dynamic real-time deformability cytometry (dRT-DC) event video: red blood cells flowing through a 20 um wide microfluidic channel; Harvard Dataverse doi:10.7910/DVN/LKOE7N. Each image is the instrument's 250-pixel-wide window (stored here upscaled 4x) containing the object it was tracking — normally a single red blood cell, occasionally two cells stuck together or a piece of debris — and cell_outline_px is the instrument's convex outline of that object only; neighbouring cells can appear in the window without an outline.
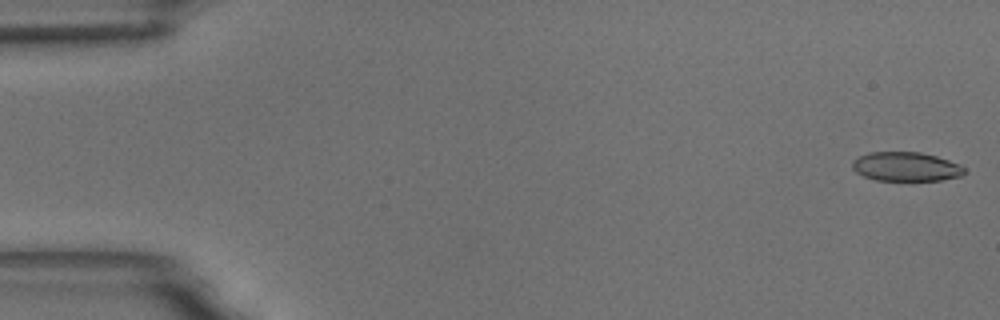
{"species": "common noctule bat (a hibernating species)", "species_latin": "Nyctalus noctula", "temperature_condition": "room temperature", "stored_images_in_passage": 17, "camera_frame_rate_fps": 3000, "um_per_image_px": 0.085, "animal": {"sex": "male", "body_mass_g": 18.8}, "frame": {"image": 1, "passage_image": 1, "time_ms": 0.0, "image_size_px": [1000, 320], "cell_outline_px": [[964, 172], [960, 176], [940, 180], [876, 180], [864, 176], [856, 172], [852, 168], [852, 160], [868, 152], [920, 152], [936, 156], [960, 164], [964, 168]], "centroid_in_image_um": [76.98, 14.16], "position_along_channel_um": 8.0, "area_um2": 18.9}}